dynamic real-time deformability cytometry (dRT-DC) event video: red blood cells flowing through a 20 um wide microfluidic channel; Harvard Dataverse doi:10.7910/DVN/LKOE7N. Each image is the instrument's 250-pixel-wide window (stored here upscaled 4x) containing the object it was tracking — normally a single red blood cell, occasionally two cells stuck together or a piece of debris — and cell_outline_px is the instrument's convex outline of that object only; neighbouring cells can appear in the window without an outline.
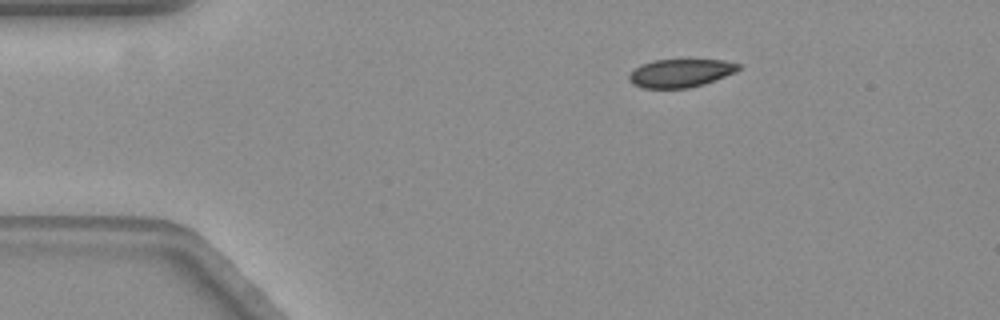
{"species": "common noctule bat (a hibernating species)", "species_latin": "Nyctalus noctula", "temperature_condition": "warm", "stored_images_in_passage": 50, "camera_frame_rate_fps": 3000, "um_per_image_px": 0.085, "animal": {"sex": "female", "body_mass_g": 19.3, "forearm_length_mm": 54.1}, "frame": {"image": 1, "passage_image": 1, "time_ms": 0.0, "image_size_px": [1000, 320], "cell_outline_px": [[740, 68], [736, 72], [716, 80], [704, 84], [688, 88], [644, 88], [632, 84], [628, 80], [628, 76], [636, 68], [644, 64], [656, 60], [724, 60], [740, 64]], "centroid_in_image_um": [57.87, 6.22], "position_along_channel_um": 27.1, "area_um2": 17.86}}
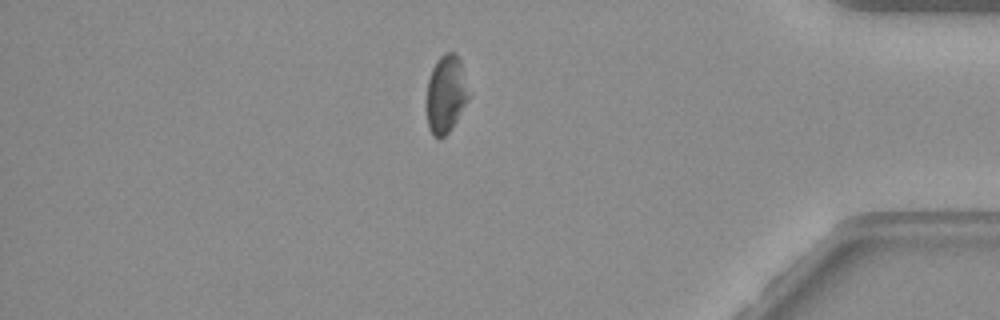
{"frame": {"image": 2, "passage_image": 41, "time_ms": 13.333, "image_size_px": [1000, 320], "cell_outline_px": [[468, 100], [456, 120], [448, 132], [440, 140], [436, 140], [432, 136], [428, 128], [428, 80], [432, 68], [436, 60], [444, 52], [456, 52], [460, 56], [468, 96]], "centroid_in_image_um": [37.89, 7.99], "position_along_channel_um": 397.3, "area_um2": 18.84}}
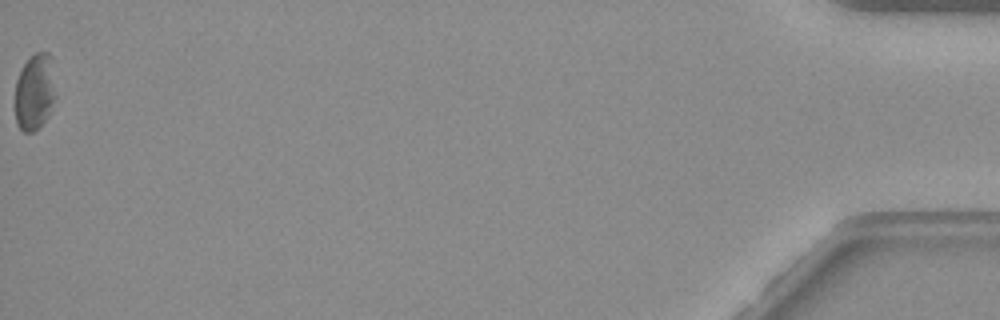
{"frame": {"image": 3, "passage_image": 50, "time_ms": 16.333, "image_size_px": [1000, 320], "cell_outline_px": [[56, 96], [48, 116], [32, 132], [24, 132], [16, 124], [16, 80], [20, 68], [36, 52], [48, 52], [52, 56]], "centroid_in_image_um": [2.97, 7.77], "position_along_channel_um": 432.2, "area_um2": 18.15}, "authors_computed_cell_mechanics": {"area_um2": 19.941, "velocity_mm_per_s": 3.5168, "shape_relaxation_time_tau1_ms": 3.6912, "shape_relaxation_time_tau2_ms": 1.9384, "deformation_change_tau1": 0.1018, "deformation_change_tau2": 0.0662}}